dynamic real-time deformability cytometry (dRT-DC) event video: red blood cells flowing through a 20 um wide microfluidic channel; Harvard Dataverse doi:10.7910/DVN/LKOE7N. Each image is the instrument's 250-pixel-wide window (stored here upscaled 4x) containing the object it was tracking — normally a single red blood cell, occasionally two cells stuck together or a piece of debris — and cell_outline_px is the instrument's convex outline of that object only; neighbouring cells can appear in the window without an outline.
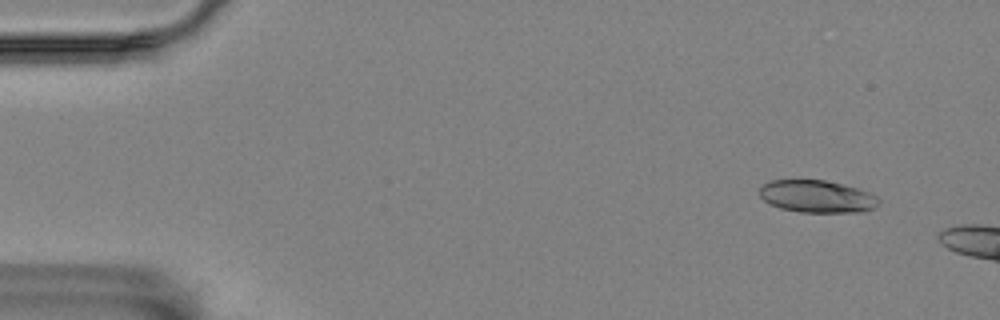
{"species": "Egyptian fruit bat (a non-hibernating species)", "species_latin": "Rousettus aegyptiacus", "temperature_condition": "room temperature", "stored_images_in_passage": 14, "camera_frame_rate_fps": 3000, "um_per_image_px": 0.085, "animal": {"sex": "female"}, "frame": {"image": 1, "passage_image": 5, "time_ms": 1.333, "image_size_px": [1000, 320], "cell_outline_px": [[880, 200], [872, 208], [860, 212], [800, 212], [780, 208], [764, 200], [760, 196], [760, 188], [764, 184], [772, 180], [824, 180], [844, 184], [868, 192], [876, 196]], "centroid_in_image_um": [69.43, 16.69], "position_along_channel_um": 15.6, "area_um2": 22.2}}